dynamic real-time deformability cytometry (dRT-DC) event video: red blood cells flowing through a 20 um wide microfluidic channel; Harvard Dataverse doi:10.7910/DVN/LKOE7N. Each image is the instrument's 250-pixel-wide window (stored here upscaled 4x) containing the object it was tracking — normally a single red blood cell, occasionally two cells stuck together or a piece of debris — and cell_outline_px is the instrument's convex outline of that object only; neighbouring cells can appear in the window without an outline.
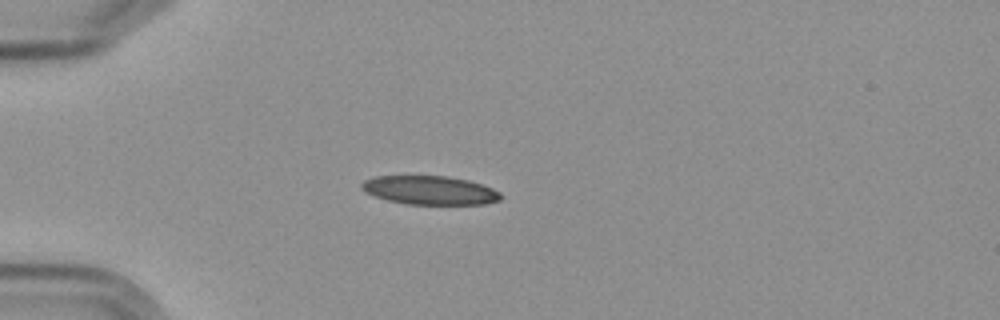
{"species": "Egyptian fruit bat (a non-hibernating species)", "species_latin": "Rousettus aegyptiacus", "temperature_condition": "cold", "stored_images_in_passage": 3, "camera_frame_rate_fps": 3000, "um_per_image_px": 0.085, "frame": {"image": 1, "passage_image": 3, "time_ms": 2.333, "image_size_px": [1000, 320], "cell_outline_px": [[500, 200], [484, 204], [408, 204], [388, 200], [372, 196], [364, 192], [360, 188], [360, 184], [364, 180], [376, 176], [448, 176], [468, 180], [492, 188], [500, 192]], "centroid_in_image_um": [36.48, 16.17], "position_along_channel_um": 48.5, "area_um2": 23.29}}